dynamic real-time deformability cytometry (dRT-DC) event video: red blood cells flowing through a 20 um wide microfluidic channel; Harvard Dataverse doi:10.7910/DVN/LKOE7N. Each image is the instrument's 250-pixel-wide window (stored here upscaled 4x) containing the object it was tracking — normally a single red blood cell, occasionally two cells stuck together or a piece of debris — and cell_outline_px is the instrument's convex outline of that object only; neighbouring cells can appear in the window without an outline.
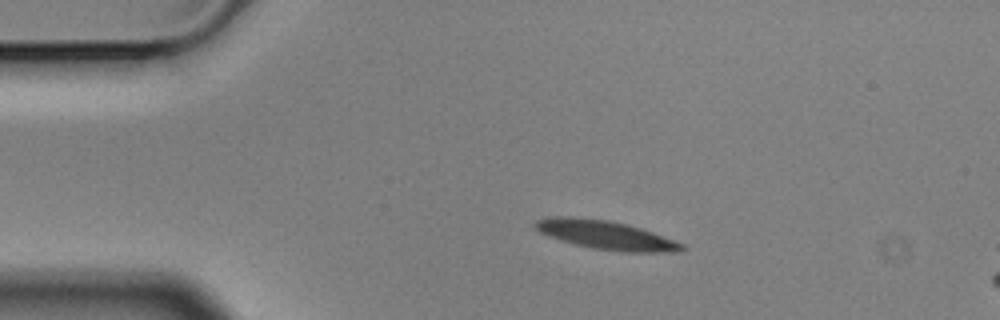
{"species": "Egyptian fruit bat (a non-hibernating species)", "species_latin": "Rousettus aegyptiacus", "temperature_condition": "cold", "stored_images_in_passage": 4, "segment_of_instrument_passage": [1, 2], "camera_frame_rate_fps": 3000, "um_per_image_px": 0.085, "animal": {"sex": "male"}, "frame": {"image": 1, "passage_image": 2, "time_ms": 0.333, "image_size_px": [1000, 320], "cell_outline_px": [[688, 248], [680, 252], [620, 252], [592, 248], [560, 240], [548, 236], [540, 232], [532, 224], [536, 220], [548, 216], [568, 216], [608, 220], [628, 224], [652, 232], [684, 244]], "centroid_in_image_um": [51.49, 19.97], "position_along_channel_um": 33.5, "area_um2": 24.74}}